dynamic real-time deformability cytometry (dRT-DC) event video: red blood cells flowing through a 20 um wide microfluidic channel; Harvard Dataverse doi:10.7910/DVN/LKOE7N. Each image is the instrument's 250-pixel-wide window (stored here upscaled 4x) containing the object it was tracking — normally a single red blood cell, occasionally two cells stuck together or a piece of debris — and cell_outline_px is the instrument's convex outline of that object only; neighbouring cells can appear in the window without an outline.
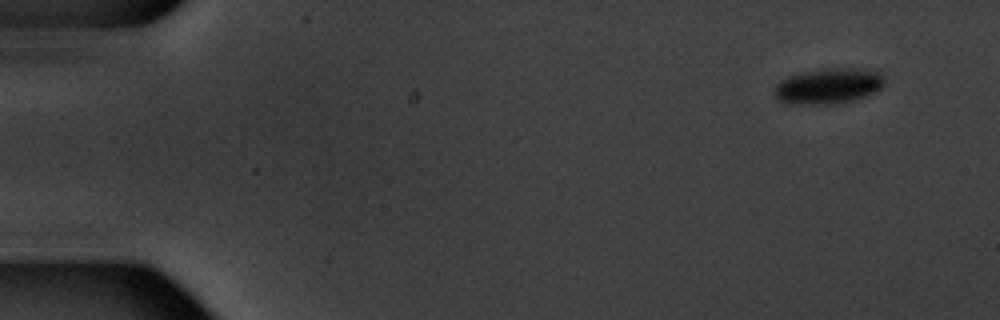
{"species": "common noctule bat (a hibernating species)", "species_latin": "Nyctalus noctula", "temperature_condition": "warm", "stored_images_in_passage": 4, "camera_frame_rate_fps": 3000, "um_per_image_px": 0.085, "animal": {"sex": "male", "body_mass_g": 20.1, "forearm_length_mm": 53.5}, "frame": {"image": 1, "passage_image": 1, "time_ms": 0.0, "image_size_px": [1000, 320], "cell_outline_px": [[884, 88], [868, 96], [840, 104], [792, 104], [780, 100], [776, 96], [776, 84], [788, 76], [804, 72], [832, 68], [848, 68], [880, 72], [884, 76]], "centroid_in_image_um": [70.49, 7.33], "position_along_channel_um": 14.5, "area_um2": 22.77}}
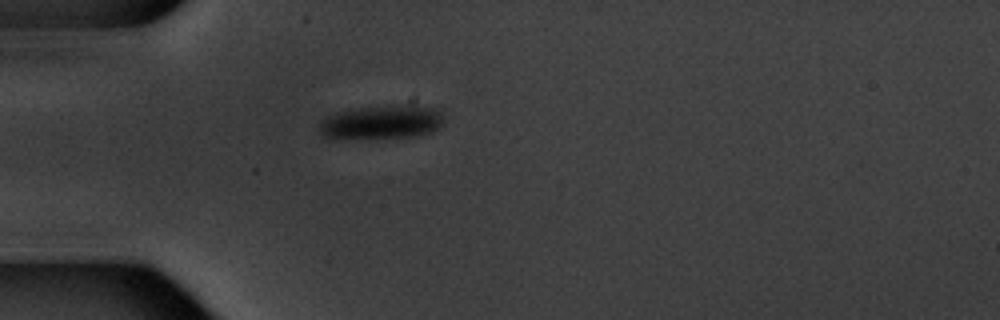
{"frame": {"image": 2, "passage_image": 4, "time_ms": 4.333, "image_size_px": [1000, 320], "cell_outline_px": [[444, 116], [440, 128], [432, 132], [416, 136], [324, 136], [320, 132], [320, 124], [328, 116], [336, 112], [360, 108], [392, 104], [412, 104], [440, 108], [444, 112]], "centroid_in_image_um": [32.63, 10.31], "position_along_channel_um": 52.4, "area_um2": 24.04}}